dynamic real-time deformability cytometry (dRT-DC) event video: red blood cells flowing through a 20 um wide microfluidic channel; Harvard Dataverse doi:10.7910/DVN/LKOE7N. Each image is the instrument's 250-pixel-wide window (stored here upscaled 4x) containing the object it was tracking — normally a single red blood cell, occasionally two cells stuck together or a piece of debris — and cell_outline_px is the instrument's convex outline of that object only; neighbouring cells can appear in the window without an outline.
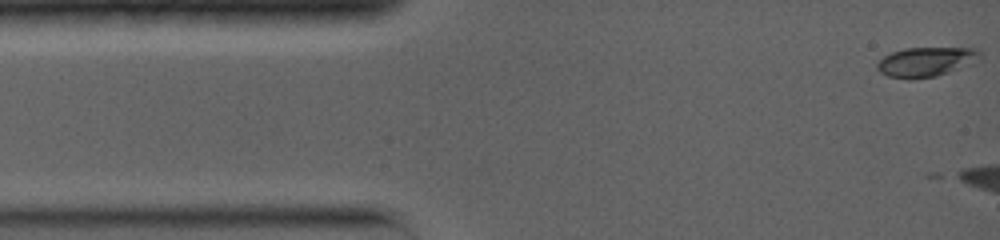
{"species": "common noctule bat (a hibernating species)", "species_latin": "Nyctalus noctula", "temperature_condition": "warm", "stored_images_in_passage": 4, "camera_frame_rate_fps": 5000, "um_per_image_px": 0.085, "animal": {"sex": "female", "body_mass_g": 19.0, "forearm_length_mm": 56.7}, "frame": {"image": 1, "passage_image": 1, "time_ms": 0.0, "image_size_px": [1000, 240], "cell_outline_px": [[980, 60], [972, 64], [936, 76], [912, 80], [888, 76], [880, 72], [876, 68], [876, 64], [884, 56], [892, 52], [904, 48], [980, 48]], "centroid_in_image_um": [78.72, 5.26], "position_along_channel_um": 6.3, "area_um2": 17.86}}